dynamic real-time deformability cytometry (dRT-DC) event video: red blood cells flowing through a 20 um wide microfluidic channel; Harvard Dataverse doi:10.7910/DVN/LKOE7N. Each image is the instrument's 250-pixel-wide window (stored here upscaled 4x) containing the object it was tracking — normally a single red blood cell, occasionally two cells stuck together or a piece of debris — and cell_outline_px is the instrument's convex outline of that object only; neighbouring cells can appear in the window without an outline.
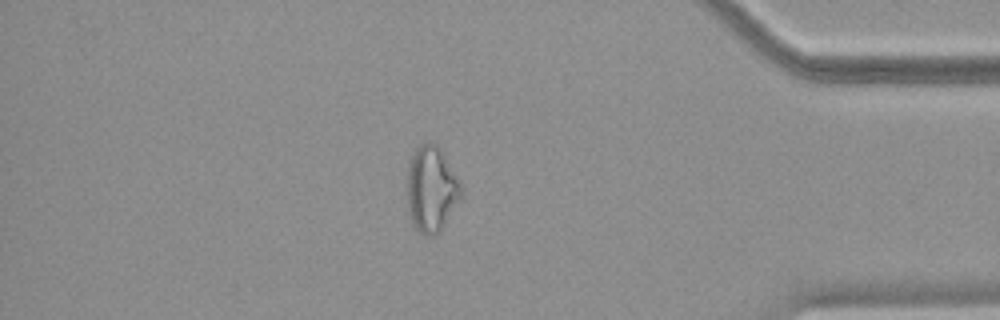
{"species": "common noctule bat (a hibernating species)", "species_latin": "Nyctalus noctula", "temperature_condition": "warm", "stored_images_in_passage": 44, "camera_frame_rate_fps": 3000, "um_per_image_px": 0.085, "animal": {"sex": "female", "body_mass_g": 18.4}, "frame": {"image": 1, "passage_image": 38, "time_ms": 12.333, "image_size_px": [1000, 320], "cell_outline_px": [[464, 192], [440, 232], [436, 236], [424, 236], [412, 224], [408, 216], [408, 164], [412, 152], [420, 144], [428, 140], [436, 144], [440, 148], [460, 180]], "centroid_in_image_um": [36.67, 16.07], "position_along_channel_um": 398.5, "area_um2": 27.46}}